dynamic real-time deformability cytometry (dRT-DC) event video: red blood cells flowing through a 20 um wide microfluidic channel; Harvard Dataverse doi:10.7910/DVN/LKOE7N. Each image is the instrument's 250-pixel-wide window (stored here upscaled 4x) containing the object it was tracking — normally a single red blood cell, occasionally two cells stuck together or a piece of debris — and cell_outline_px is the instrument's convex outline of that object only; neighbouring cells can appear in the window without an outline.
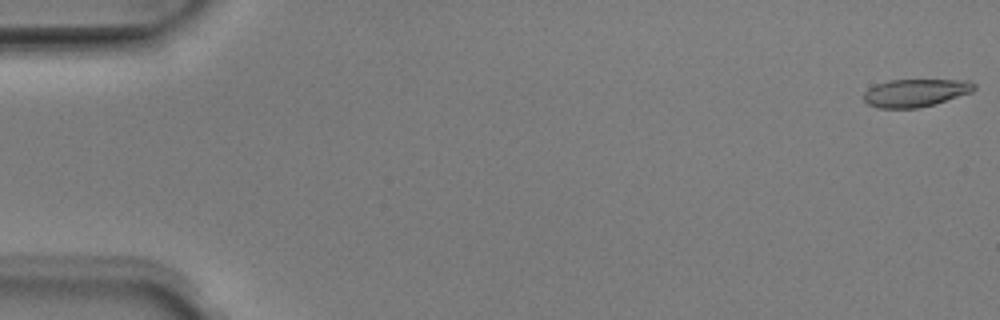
{"species": "Egyptian fruit bat (a non-hibernating species)", "species_latin": "Rousettus aegyptiacus", "temperature_condition": "room temperature", "stored_images_in_passage": 51, "camera_frame_rate_fps": 3000, "um_per_image_px": 0.085, "animal": {"sex": "male"}, "frame": {"image": 1, "passage_image": 1, "time_ms": 0.0, "image_size_px": [1000, 320], "cell_outline_px": [[976, 88], [972, 92], [932, 104], [916, 108], [876, 108], [868, 104], [864, 100], [864, 92], [868, 88], [876, 84], [888, 80], [972, 80], [976, 84]], "centroid_in_image_um": [77.81, 7.88], "position_along_channel_um": 7.2, "area_um2": 17.86}}
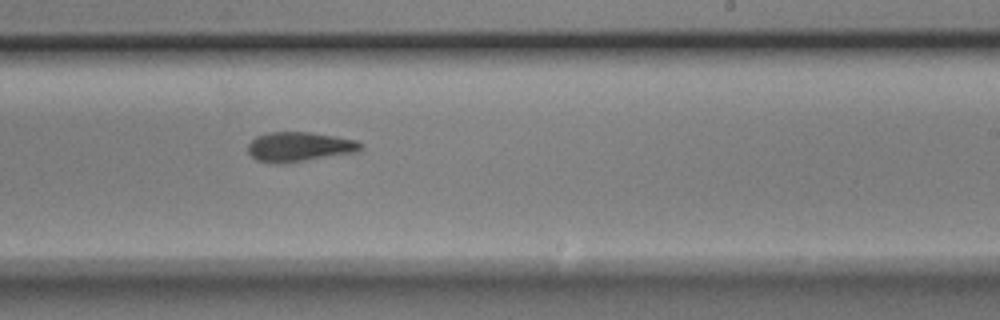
{"frame": {"image": 2, "passage_image": 31, "time_ms": 10.0, "image_size_px": [1000, 320], "cell_outline_px": [[364, 148], [360, 152], [280, 164], [256, 160], [248, 152], [248, 144], [256, 136], [268, 132], [308, 132], [336, 136], [356, 140], [364, 144]], "centroid_in_image_um": [25.49, 12.47], "position_along_channel_um": 263.5, "area_um2": 19.65}}
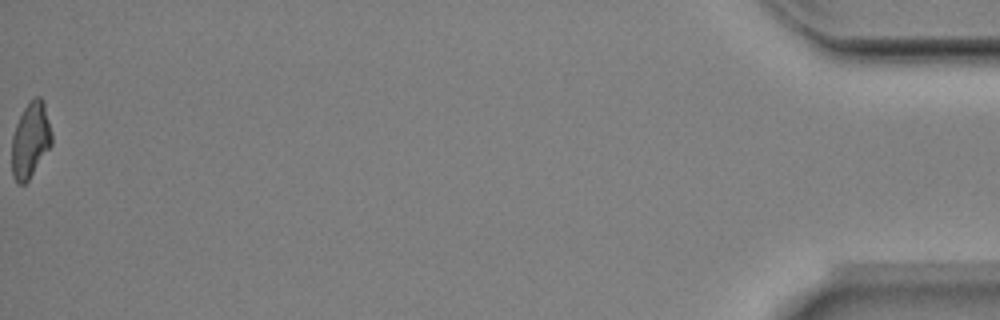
{"frame": {"image": 3, "passage_image": 51, "time_ms": 16.667, "image_size_px": [1000, 320], "cell_outline_px": [[52, 144], [28, 180], [24, 184], [16, 184], [12, 176], [12, 136], [16, 124], [24, 108], [36, 96], [40, 96], [44, 104], [52, 136]], "centroid_in_image_um": [2.57, 11.94], "position_along_channel_um": 432.6, "area_um2": 17.28}, "authors_computed_cell_mechanics": {"area_um2": 18.9006, "velocity_mm_per_s": 4.0347, "shape_relaxation_time_tau1_ms": 5.1006, "shape_relaxation_time_tau2_ms": null, "deformation_change_tau1": 0.1829, "deformation_change_tau2": null}}